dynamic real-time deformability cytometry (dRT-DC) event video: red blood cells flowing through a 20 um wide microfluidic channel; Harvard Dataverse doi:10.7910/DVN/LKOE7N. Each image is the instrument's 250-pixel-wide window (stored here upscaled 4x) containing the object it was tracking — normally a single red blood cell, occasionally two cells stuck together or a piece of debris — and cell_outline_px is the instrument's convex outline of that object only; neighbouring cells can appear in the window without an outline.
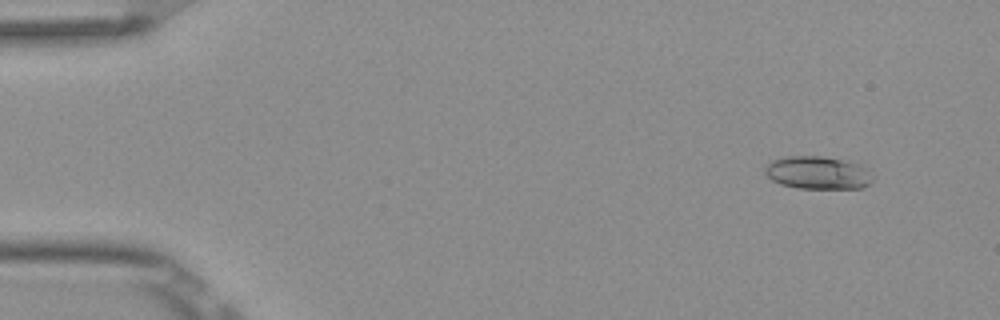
{"species": "Egyptian fruit bat (a non-hibernating species)", "species_latin": "Rousettus aegyptiacus", "temperature_condition": "room temperature", "stored_images_in_passage": 6, "camera_frame_rate_fps": 3000, "um_per_image_px": 0.085, "frame": {"image": 1, "passage_image": 2, "time_ms": 0.333, "image_size_px": [1000, 320], "cell_outline_px": [[872, 180], [868, 184], [860, 188], [796, 188], [780, 184], [772, 180], [764, 172], [764, 168], [772, 160], [788, 156], [820, 156], [840, 160], [856, 164], [868, 168], [872, 176]], "centroid_in_image_um": [69.48, 14.69], "position_along_channel_um": 15.5, "area_um2": 20.4}}
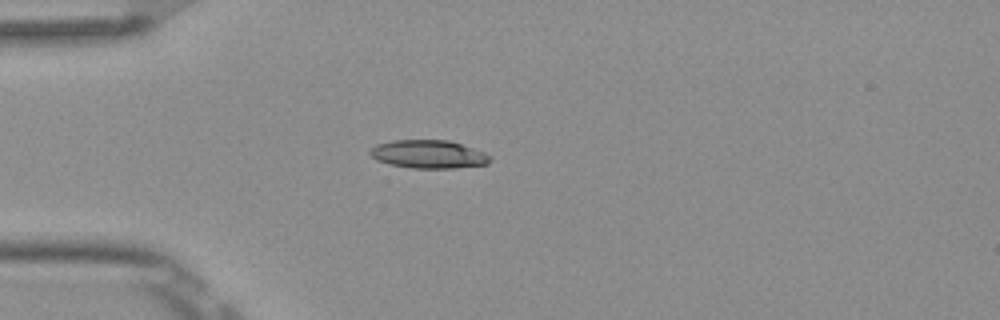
{"frame": {"image": 2, "passage_image": 5, "time_ms": 1.333, "image_size_px": [1000, 320], "cell_outline_px": [[492, 160], [488, 164], [456, 168], [412, 168], [388, 164], [376, 160], [368, 152], [376, 144], [392, 140], [448, 140], [484, 152], [492, 156]], "centroid_in_image_um": [36.43, 13.11], "position_along_channel_um": 48.6, "area_um2": 19.83}}